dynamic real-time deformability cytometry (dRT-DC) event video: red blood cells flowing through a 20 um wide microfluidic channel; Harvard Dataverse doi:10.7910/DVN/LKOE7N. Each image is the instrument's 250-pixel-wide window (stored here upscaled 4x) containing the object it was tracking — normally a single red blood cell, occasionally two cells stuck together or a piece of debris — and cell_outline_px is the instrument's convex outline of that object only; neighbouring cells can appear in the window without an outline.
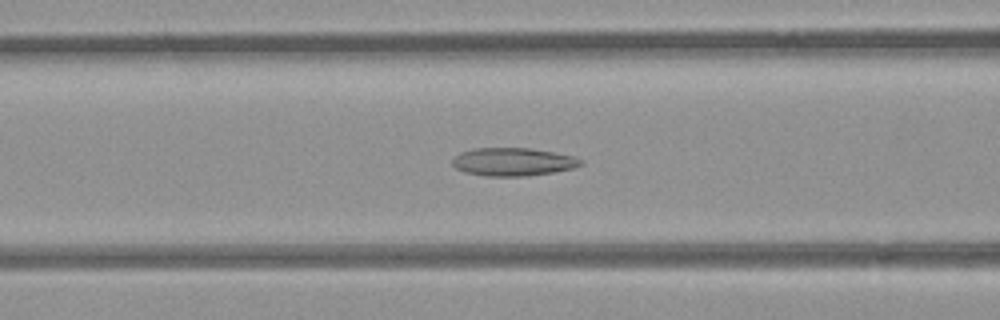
{"species": "common noctule bat (a hibernating species)", "species_latin": "Nyctalus noctula", "temperature_condition": "room temperature", "stored_images_in_passage": 51, "camera_frame_rate_fps": 3000, "um_per_image_px": 0.085, "animal": {"sex": "female", "body_mass_g": 21.9}, "frame": {"image": 1, "passage_image": 20, "time_ms": 6.333, "image_size_px": [1000, 320], "cell_outline_px": [[584, 164], [572, 168], [552, 172], [524, 176], [484, 176], [464, 172], [456, 168], [452, 164], [452, 160], [460, 152], [472, 148], [532, 148], [572, 156], [584, 160]], "centroid_in_image_um": [43.58, 13.75], "position_along_channel_um": 123.0, "area_um2": 20.98}}
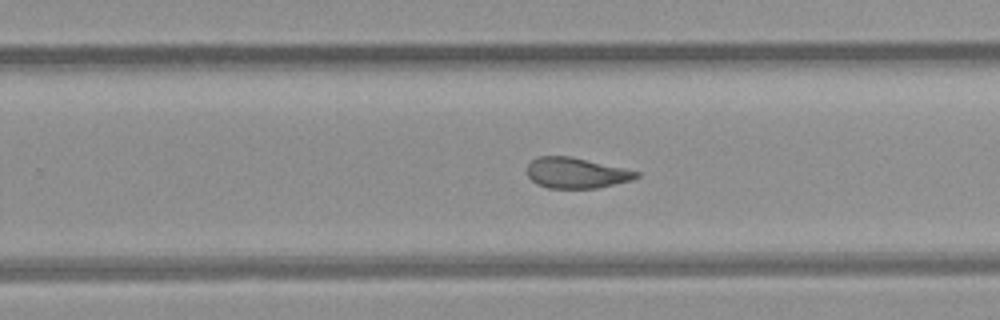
{"frame": {"image": 2, "passage_image": 32, "time_ms": 10.333, "image_size_px": [1000, 320], "cell_outline_px": [[640, 176], [632, 180], [596, 188], [548, 188], [536, 184], [528, 176], [528, 164], [536, 156], [572, 156], [640, 172]], "centroid_in_image_um": [48.97, 14.69], "position_along_channel_um": 280.8, "area_um2": 19.48}}
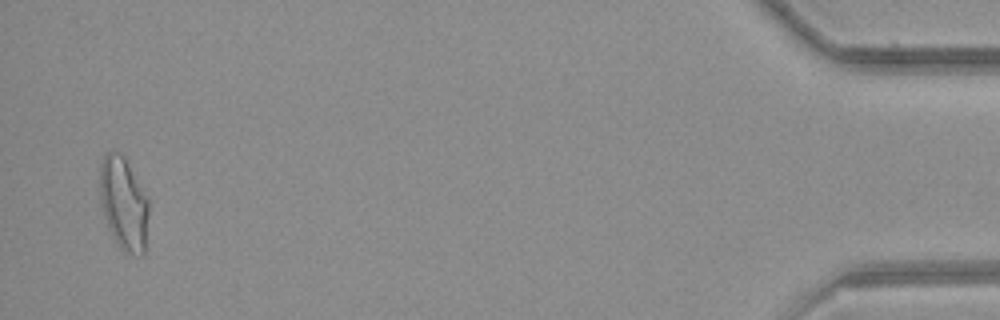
{"frame": {"image": 3, "passage_image": 50, "time_ms": 16.333, "image_size_px": [1000, 320], "cell_outline_px": [[148, 212], [144, 256], [140, 256], [124, 252], [120, 248], [104, 216], [100, 200], [100, 164], [104, 156], [108, 152], [120, 152], [124, 156], [148, 200]], "centroid_in_image_um": [10.51, 17.31], "position_along_channel_um": 424.7, "area_um2": 26.01}, "authors_computed_cell_mechanics": {"area_um2": 21.5016, "velocity_mm_per_s": 3.9459, "shape_relaxation_time_tau1_ms": 8.5537, "shape_relaxation_time_tau2_ms": 2.1762, "deformation_change_tau1": 0.222, "deformation_change_tau2": 0.0977}}